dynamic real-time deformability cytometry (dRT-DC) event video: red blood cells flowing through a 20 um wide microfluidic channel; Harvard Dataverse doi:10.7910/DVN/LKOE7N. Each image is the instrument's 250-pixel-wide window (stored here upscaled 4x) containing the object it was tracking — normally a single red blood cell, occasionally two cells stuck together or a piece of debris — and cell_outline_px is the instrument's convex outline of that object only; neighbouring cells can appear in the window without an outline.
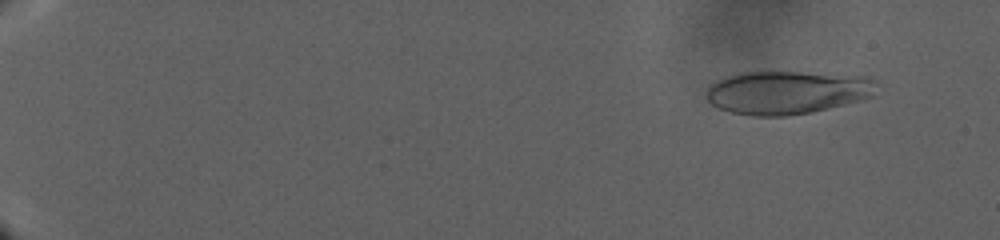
{"species": "human", "species_latin": "Homo sapiens", "temperature_condition": "warm", "stored_images_in_passage": 69, "camera_frame_rate_fps": 3000, "um_per_image_px": 0.085, "donor": {"sex": "male"}, "frame": {"image": 1, "passage_image": 3, "time_ms": 0.333, "image_size_px": [1000, 240], "cell_outline_px": [[876, 96], [864, 100], [812, 112], [788, 116], [752, 116], [732, 112], [720, 108], [712, 104], [708, 100], [708, 88], [716, 80], [736, 72], [800, 72], [872, 76], [876, 80]], "centroid_in_image_um": [66.99, 7.85], "position_along_channel_um": 18.0, "area_um2": 43.47}}
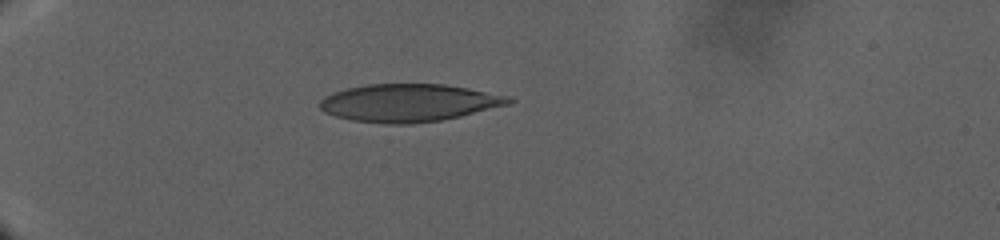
{"frame": {"image": 2, "passage_image": 61, "time_ms": 11.0, "image_size_px": [1000, 240], "cell_outline_px": [[516, 100], [512, 104], [460, 116], [440, 120], [412, 124], [388, 124], [352, 120], [336, 116], [324, 112], [320, 108], [320, 100], [324, 96], [332, 92], [348, 88], [368, 84], [444, 84], [468, 88], [512, 96]], "centroid_in_image_um": [34.8, 8.74], "position_along_channel_um": 50.2, "area_um2": 41.73}}